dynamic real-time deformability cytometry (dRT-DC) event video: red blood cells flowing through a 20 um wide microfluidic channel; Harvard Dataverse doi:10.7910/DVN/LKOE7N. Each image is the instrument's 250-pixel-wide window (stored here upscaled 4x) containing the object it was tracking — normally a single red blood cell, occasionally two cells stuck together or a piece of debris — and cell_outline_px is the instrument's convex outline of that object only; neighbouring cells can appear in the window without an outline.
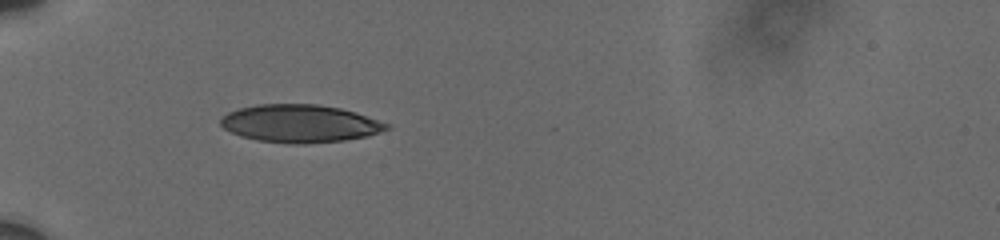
{"species": "human", "species_latin": "Homo sapiens", "temperature_condition": "cold", "stored_images_in_passage": 3, "camera_frame_rate_fps": 3000, "um_per_image_px": 0.085, "donor": {"sex": "male"}, "frame": {"image": 1, "passage_image": 1, "time_ms": 0.0, "image_size_px": [1000, 240], "cell_outline_px": [[392, 128], [368, 136], [344, 140], [292, 144], [256, 140], [240, 136], [224, 128], [220, 124], [220, 116], [228, 112], [240, 108], [256, 104], [320, 104], [340, 108], [356, 112], [392, 124]], "centroid_in_image_um": [25.52, 10.49], "position_along_channel_um": 59.5, "area_um2": 36.76}}
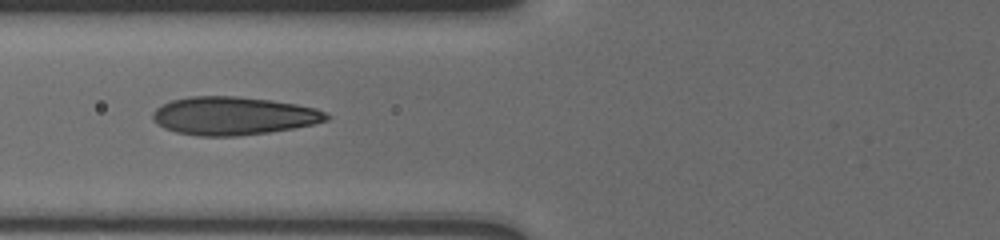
{"frame": {"image": 2, "passage_image": 2, "time_ms": 1.667, "image_size_px": [1000, 240], "cell_outline_px": [[332, 116], [328, 120], [312, 124], [292, 128], [268, 132], [236, 136], [196, 136], [176, 132], [164, 128], [156, 124], [152, 120], [152, 112], [156, 108], [172, 100], [188, 96], [236, 96], [272, 100], [296, 104], [316, 108]], "centroid_in_image_um": [19.81, 9.84], "position_along_channel_um": 106.0, "area_um2": 38.73}}